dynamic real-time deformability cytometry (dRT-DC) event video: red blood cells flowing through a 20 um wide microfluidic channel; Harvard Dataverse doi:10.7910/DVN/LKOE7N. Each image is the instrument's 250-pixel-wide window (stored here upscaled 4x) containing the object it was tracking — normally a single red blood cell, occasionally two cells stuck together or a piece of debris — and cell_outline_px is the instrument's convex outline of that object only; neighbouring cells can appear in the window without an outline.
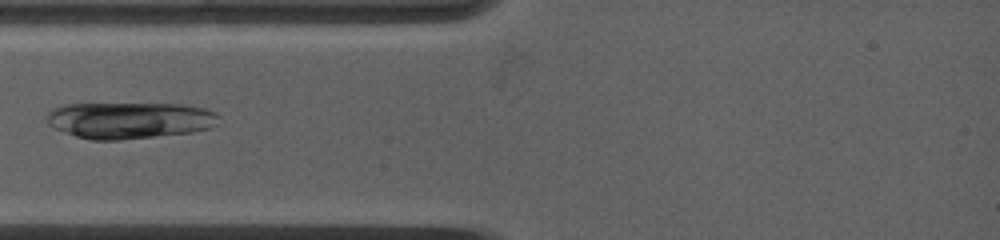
{"species": "common noctule bat (a hibernating species)", "species_latin": "Nyctalus noctula", "temperature_condition": "warm", "stored_images_in_passage": 38, "camera_frame_rate_fps": 5000, "um_per_image_px": 0.085, "animal": {"sex": "female", "body_mass_g": 19.0, "forearm_length_mm": 53.3}, "frame": {"image": 1, "passage_image": 1, "time_ms": 0.0, "image_size_px": [1000, 240], "cell_outline_px": [[220, 116], [216, 124], [212, 128], [192, 132], [120, 140], [92, 140], [76, 136], [64, 132], [48, 124], [48, 112], [52, 108], [68, 104], [180, 104], [204, 108], [216, 112]], "centroid_in_image_um": [11.04, 10.22], "position_along_channel_um": 74.0, "area_um2": 36.53}}
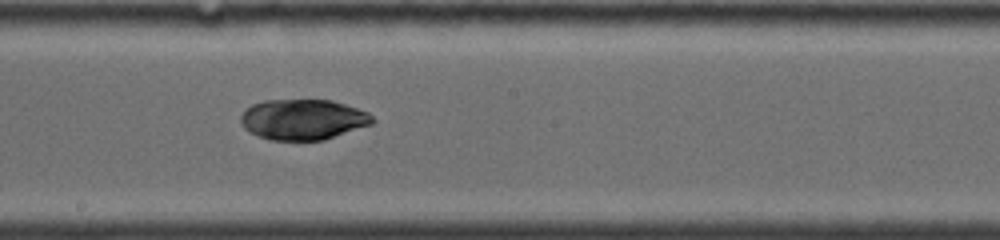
{"frame": {"image": 2, "passage_image": 17, "time_ms": 3.8, "image_size_px": [1000, 240], "cell_outline_px": [[376, 120], [372, 124], [324, 140], [272, 140], [260, 136], [244, 128], [240, 120], [240, 116], [252, 104], [264, 100], [332, 100], [368, 112]], "centroid_in_image_um": [25.78, 10.15], "position_along_channel_um": 222.4, "area_um2": 30.92}}
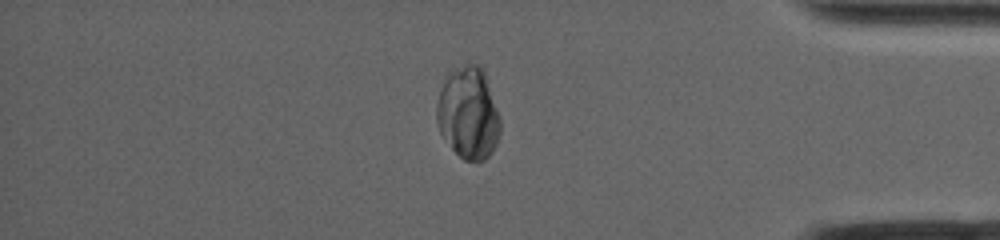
{"frame": {"image": 3, "passage_image": 33, "time_ms": 9.0, "image_size_px": [1000, 240], "cell_outline_px": [[500, 132], [496, 144], [492, 152], [484, 160], [464, 160], [452, 148], [440, 132], [436, 120], [436, 104], [444, 80], [448, 72], [468, 64], [476, 64], [484, 68], [500, 120]], "centroid_in_image_um": [39.81, 9.61], "position_along_channel_um": 395.4, "area_um2": 33.81}}